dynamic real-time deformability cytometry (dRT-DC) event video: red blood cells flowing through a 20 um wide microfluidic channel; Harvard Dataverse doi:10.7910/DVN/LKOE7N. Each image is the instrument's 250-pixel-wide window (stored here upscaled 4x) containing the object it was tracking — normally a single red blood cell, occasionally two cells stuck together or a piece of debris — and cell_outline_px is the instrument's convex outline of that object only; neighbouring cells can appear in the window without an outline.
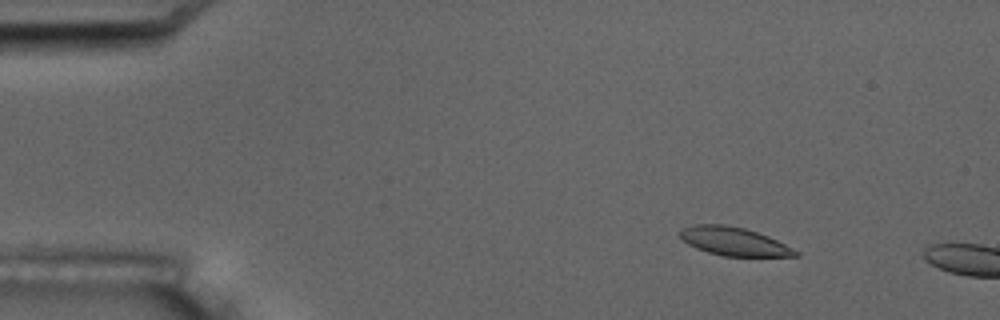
{"species": "common noctule bat (a hibernating species)", "species_latin": "Nyctalus noctula", "temperature_condition": "room temperature", "stored_images_in_passage": 2, "camera_frame_rate_fps": 3000, "um_per_image_px": 0.085, "animal": {"sex": "male", "body_mass_g": 17.5, "forearm_length_mm": 52.3}, "frame": {"image": 1, "passage_image": 1, "time_ms": 0.0, "image_size_px": [1000, 320], "cell_outline_px": [[800, 256], [724, 256], [708, 252], [696, 248], [688, 244], [680, 236], [680, 228], [692, 224], [724, 224], [744, 228], [768, 236], [800, 252]], "centroid_in_image_um": [62.36, 20.51], "position_along_channel_um": 22.6, "area_um2": 19.02}}